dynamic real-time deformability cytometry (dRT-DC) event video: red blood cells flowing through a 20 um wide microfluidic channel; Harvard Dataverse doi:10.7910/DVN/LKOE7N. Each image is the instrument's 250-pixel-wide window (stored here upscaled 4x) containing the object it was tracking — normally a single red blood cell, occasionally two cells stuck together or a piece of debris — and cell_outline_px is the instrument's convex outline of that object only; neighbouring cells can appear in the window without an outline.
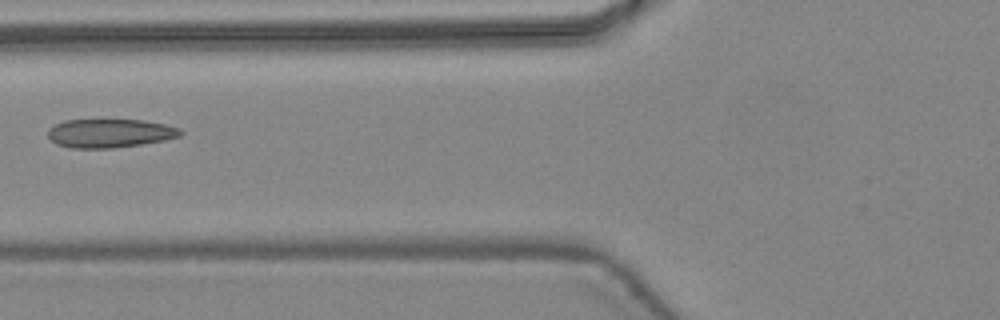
{"species": "common noctule bat (a hibernating species)", "species_latin": "Nyctalus noctula", "temperature_condition": "warm", "stored_images_in_passage": 5, "camera_frame_rate_fps": 3000, "um_per_image_px": 0.085, "animal": {"sex": "female", "body_mass_g": 24.6, "forearm_length_mm": 56.2}, "frame": {"image": 1, "passage_image": 5, "time_ms": 1.333, "image_size_px": [1000, 320], "cell_outline_px": [[184, 132], [180, 136], [164, 140], [140, 144], [112, 148], [72, 148], [56, 144], [48, 136], [48, 128], [64, 120], [144, 120], [164, 124], [180, 128]], "centroid_in_image_um": [9.34, 11.32], "position_along_channel_um": 116.5, "area_um2": 22.08}}